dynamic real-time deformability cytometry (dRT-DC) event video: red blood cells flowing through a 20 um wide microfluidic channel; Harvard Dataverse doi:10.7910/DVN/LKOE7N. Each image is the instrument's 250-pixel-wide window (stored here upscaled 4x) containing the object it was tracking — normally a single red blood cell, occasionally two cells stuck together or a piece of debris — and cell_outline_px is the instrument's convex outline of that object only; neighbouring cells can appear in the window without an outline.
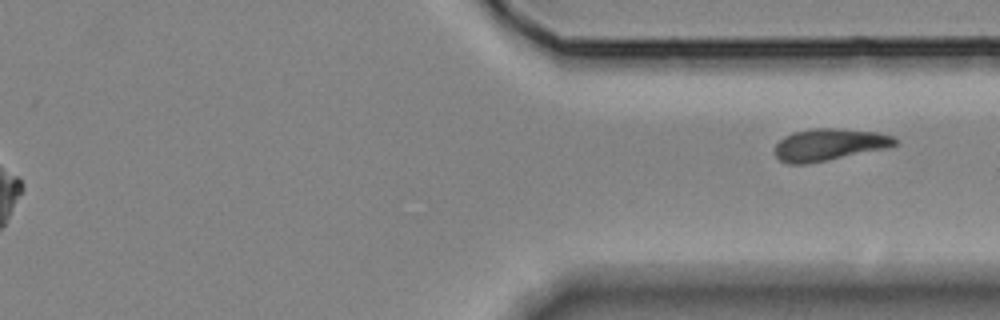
{"species": "Egyptian fruit bat (a non-hibernating species)", "species_latin": "Rousettus aegyptiacus", "temperature_condition": "room temperature", "stored_images_in_passage": 13, "segment_of_instrument_passage": [2, 2], "camera_frame_rate_fps": 3000, "um_per_image_px": 0.085, "animal": {"sex": "female"}, "frame": {"image": 1, "passage_image": 13, "time_ms": 16.0, "image_size_px": [1000, 320], "cell_outline_px": [[896, 144], [892, 148], [808, 164], [788, 164], [780, 160], [772, 152], [776, 144], [784, 136], [792, 132], [812, 128], [840, 128], [880, 132], [892, 136], [896, 140]], "centroid_in_image_um": [70.49, 12.3], "position_along_channel_um": 340.9, "area_um2": 23.0}}